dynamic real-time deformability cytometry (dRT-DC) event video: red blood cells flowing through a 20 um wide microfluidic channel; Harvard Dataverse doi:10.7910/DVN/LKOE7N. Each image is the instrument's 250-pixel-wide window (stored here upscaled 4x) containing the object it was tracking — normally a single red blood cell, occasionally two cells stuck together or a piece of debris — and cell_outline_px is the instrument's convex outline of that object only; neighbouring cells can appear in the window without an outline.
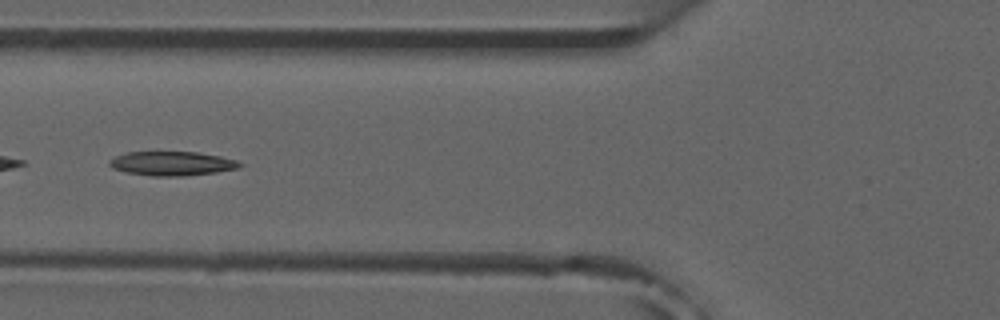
{"species": "common noctule bat (a hibernating species)", "species_latin": "Nyctalus noctula", "temperature_condition": "room temperature", "stored_images_in_passage": 5, "camera_frame_rate_fps": 3000, "um_per_image_px": 0.085, "animal": {"sex": "male", "forearm_length_mm": 52.5}, "frame": {"image": 1, "passage_image": 5, "time_ms": 5.333, "image_size_px": [1000, 320], "cell_outline_px": [[244, 164], [240, 168], [216, 172], [184, 176], [152, 176], [128, 172], [112, 168], [108, 164], [108, 160], [116, 156], [128, 152], [196, 152], [220, 156], [236, 160]], "centroid_in_image_um": [14.64, 13.9], "position_along_channel_um": 111.2, "area_um2": 18.32}}